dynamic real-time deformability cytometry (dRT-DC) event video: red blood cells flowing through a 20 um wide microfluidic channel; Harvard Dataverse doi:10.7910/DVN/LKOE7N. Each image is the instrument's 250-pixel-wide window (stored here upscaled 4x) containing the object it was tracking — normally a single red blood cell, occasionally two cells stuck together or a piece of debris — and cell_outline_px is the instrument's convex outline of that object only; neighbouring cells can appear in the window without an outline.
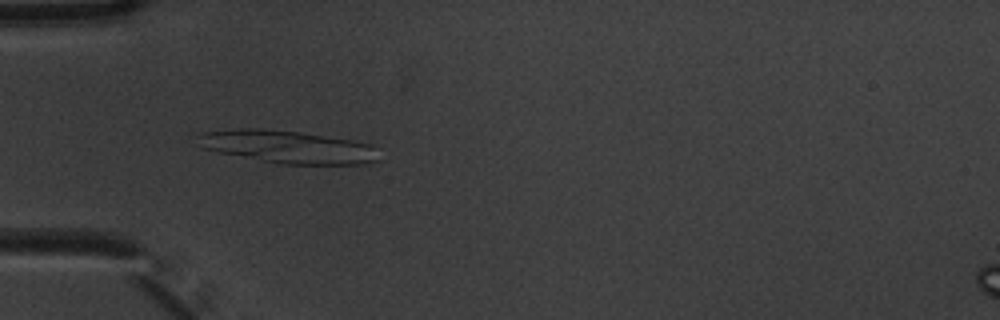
{"species": "common noctule bat (a hibernating species)", "species_latin": "Nyctalus noctula", "temperature_condition": "warm", "stored_images_in_passage": 5, "camera_frame_rate_fps": 3000, "um_per_image_px": 0.085, "animal": {"sex": "male", "body_mass_g": 20.1, "forearm_length_mm": 53.5}, "frame": {"image": 1, "passage_image": 4, "time_ms": 1.0, "image_size_px": [1000, 320], "cell_outline_px": [[380, 160], [364, 164], [276, 164], [220, 152], [204, 148], [192, 136], [204, 132], [240, 128], [260, 128], [300, 132], [352, 140], [372, 144]], "centroid_in_image_um": [24.44, 12.48], "position_along_channel_um": 60.6, "area_um2": 34.68}}
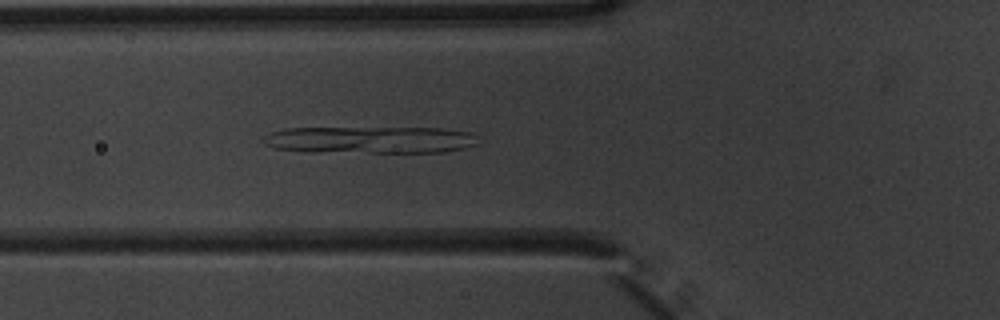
{"frame": {"image": 2, "passage_image": 5, "time_ms": 1.333, "image_size_px": [1000, 320], "cell_outline_px": [[476, 144], [464, 148], [444, 152], [372, 152], [276, 148], [264, 144], [260, 140], [264, 136], [272, 132], [284, 128], [440, 128], [472, 132], [476, 136]], "centroid_in_image_um": [31.55, 11.86], "position_along_channel_um": 94.2, "area_um2": 33.0}}